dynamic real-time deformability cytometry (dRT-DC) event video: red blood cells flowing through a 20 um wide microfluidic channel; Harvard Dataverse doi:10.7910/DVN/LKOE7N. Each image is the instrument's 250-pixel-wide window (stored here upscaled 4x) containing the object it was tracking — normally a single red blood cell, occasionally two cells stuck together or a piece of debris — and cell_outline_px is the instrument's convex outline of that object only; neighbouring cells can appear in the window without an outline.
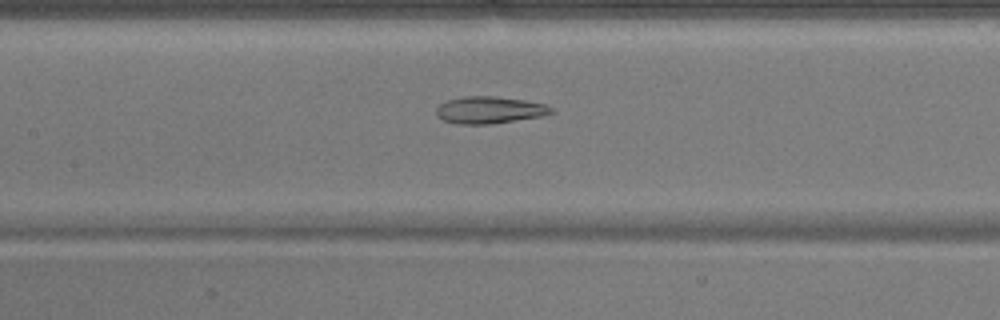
{"species": "common noctule bat (a hibernating species)", "species_latin": "Nyctalus noctula", "temperature_condition": "warm", "stored_images_in_passage": 43, "camera_frame_rate_fps": 3000, "um_per_image_px": 0.085, "animal": {"sex": "male", "body_mass_g": 17.9}, "frame": {"image": 1, "passage_image": 15, "time_ms": 4.667, "image_size_px": [1000, 320], "cell_outline_px": [[556, 112], [540, 116], [492, 124], [456, 124], [444, 120], [436, 116], [436, 108], [440, 104], [448, 100], [464, 96], [496, 96], [524, 100], [544, 104], [556, 108]], "centroid_in_image_um": [41.62, 9.35], "position_along_channel_um": 165.8, "area_um2": 18.21}}
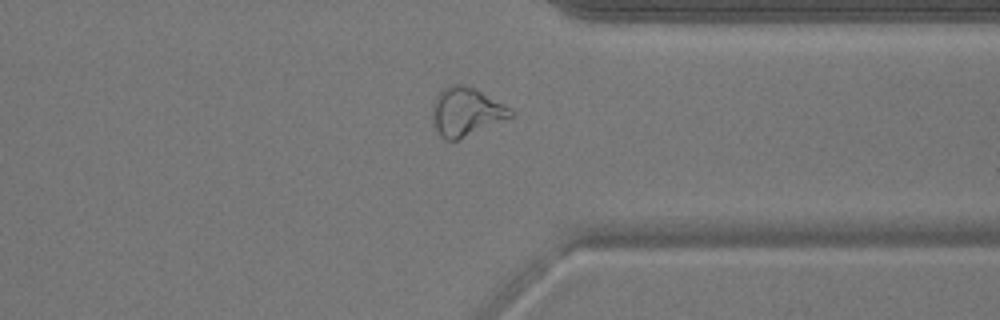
{"frame": {"image": 2, "passage_image": 31, "time_ms": 10.0, "image_size_px": [1000, 320], "cell_outline_px": [[516, 112], [512, 116], [456, 140], [444, 140], [440, 136], [436, 128], [432, 116], [432, 104], [436, 96], [444, 88], [452, 84], [464, 84], [476, 88]], "centroid_in_image_um": [39.59, 9.47], "position_along_channel_um": 371.8, "area_um2": 21.73}}
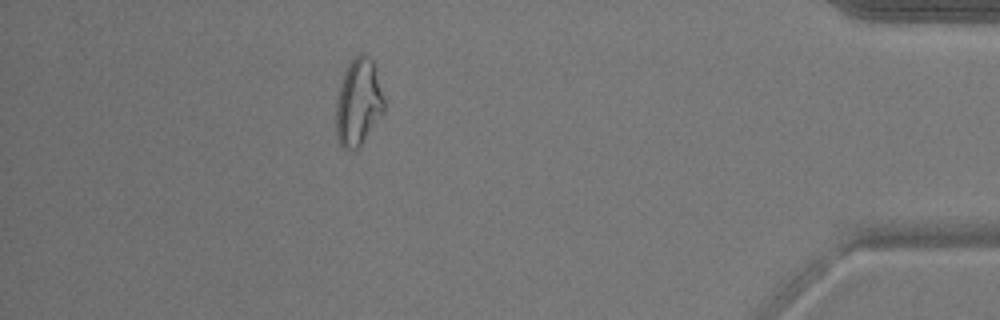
{"frame": {"image": 3, "passage_image": 37, "time_ms": 12.0, "image_size_px": [1000, 320], "cell_outline_px": [[384, 112], [360, 148], [344, 148], [340, 144], [336, 136], [336, 100], [340, 84], [344, 72], [352, 56], [360, 52], [364, 52], [372, 60], [384, 100]], "centroid_in_image_um": [30.45, 8.69], "position_along_channel_um": 404.8, "area_um2": 24.51}, "authors_computed_cell_mechanics": {"area_um2": 20.9814, "velocity_mm_per_s": 3.9093, "shape_relaxation_time_tau1_ms": null, "shape_relaxation_time_tau2_ms": 3.1202, "deformation_change_tau1": null, "deformation_change_tau2": 0.1116}}